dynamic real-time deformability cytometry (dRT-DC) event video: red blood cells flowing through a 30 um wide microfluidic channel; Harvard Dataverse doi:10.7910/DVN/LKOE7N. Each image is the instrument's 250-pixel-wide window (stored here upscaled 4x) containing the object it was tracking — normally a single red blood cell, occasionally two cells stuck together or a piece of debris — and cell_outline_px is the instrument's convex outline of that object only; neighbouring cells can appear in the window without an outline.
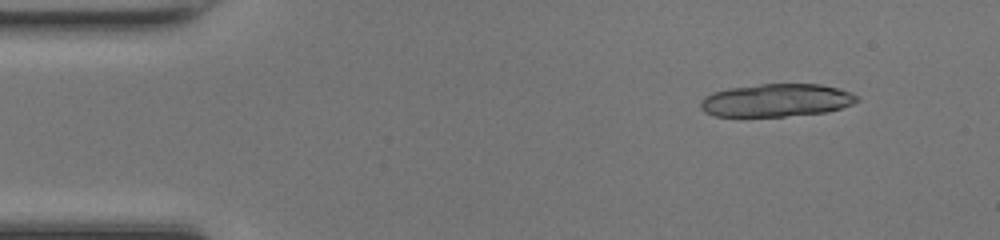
{"species": "common noctule bat (a hibernating species)", "species_latin": "Nyctalus noctula", "temperature_condition": "room temperature", "stored_images_in_passage": 12, "camera_frame_rate_fps": 3000, "um_per_image_px": 0.085, "animal": {"sex": "female", "body_mass_g": 17.0, "forearm_length_mm": 48.0}, "frame": {"image": 1, "passage_image": 1, "time_ms": 0.0, "image_size_px": [1000, 240], "cell_outline_px": [[860, 100], [852, 104], [828, 112], [784, 116], [716, 116], [704, 112], [700, 108], [700, 100], [704, 96], [712, 92], [728, 88], [760, 84], [820, 84], [836, 88], [860, 96]], "centroid_in_image_um": [65.97, 8.52], "position_along_channel_um": 19.0, "area_um2": 30.06}}